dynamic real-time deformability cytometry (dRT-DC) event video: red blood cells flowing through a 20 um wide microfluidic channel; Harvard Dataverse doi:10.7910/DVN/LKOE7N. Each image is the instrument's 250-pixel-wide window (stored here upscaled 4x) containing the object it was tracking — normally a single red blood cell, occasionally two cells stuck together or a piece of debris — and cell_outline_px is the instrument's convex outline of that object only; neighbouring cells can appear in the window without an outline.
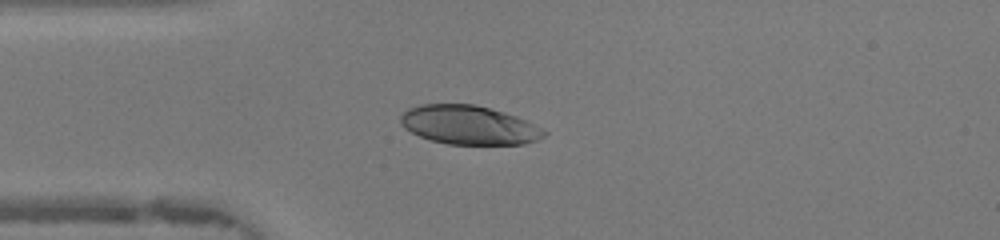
{"species": "human", "species_latin": "Homo sapiens", "temperature_condition": "warm", "stored_images_in_passage": 38, "camera_frame_rate_fps": 3000, "um_per_image_px": 0.085, "donor": {"sex": "female"}, "frame": {"image": 1, "passage_image": 4, "time_ms": 1.0, "image_size_px": [1000, 240], "cell_outline_px": [[548, 132], [544, 136], [536, 140], [524, 144], [448, 144], [432, 140], [420, 136], [404, 128], [400, 124], [400, 116], [408, 108], [420, 104], [476, 104], [504, 112], [528, 120]], "centroid_in_image_um": [39.86, 10.62], "position_along_channel_um": 45.1, "area_um2": 32.6}}
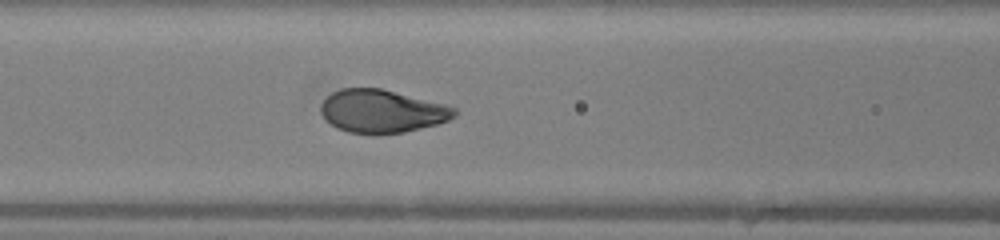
{"frame": {"image": 2, "passage_image": 11, "time_ms": 3.333, "image_size_px": [1000, 240], "cell_outline_px": [[456, 116], [448, 120], [436, 124], [404, 132], [348, 132], [336, 128], [320, 112], [320, 104], [332, 92], [340, 88], [380, 88], [444, 104], [456, 108]], "centroid_in_image_um": [32.45, 9.43], "position_along_channel_um": 134.1, "area_um2": 32.83}}
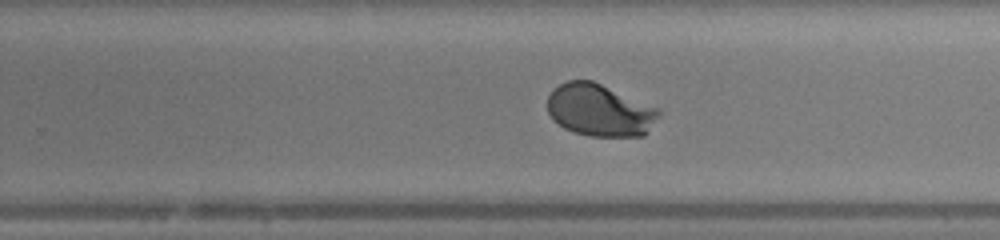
{"frame": {"image": 3, "passage_image": 21, "time_ms": 6.667, "image_size_px": [1000, 240], "cell_outline_px": [[664, 112], [644, 136], [592, 136], [576, 132], [564, 128], [552, 120], [548, 112], [548, 96], [560, 84], [568, 80], [592, 80], [660, 108]], "centroid_in_image_um": [51.03, 9.37], "position_along_channel_um": 278.8, "area_um2": 34.1}, "authors_computed_cell_mechanics": {"area_um2": 34.1887, "velocity_mm_per_s": 4.3537, "shape_relaxation_time_tau1_ms": 1.77, "shape_relaxation_time_tau2_ms": null, "deformation_change_tau1": 0.1739, "deformation_change_tau2": null}}